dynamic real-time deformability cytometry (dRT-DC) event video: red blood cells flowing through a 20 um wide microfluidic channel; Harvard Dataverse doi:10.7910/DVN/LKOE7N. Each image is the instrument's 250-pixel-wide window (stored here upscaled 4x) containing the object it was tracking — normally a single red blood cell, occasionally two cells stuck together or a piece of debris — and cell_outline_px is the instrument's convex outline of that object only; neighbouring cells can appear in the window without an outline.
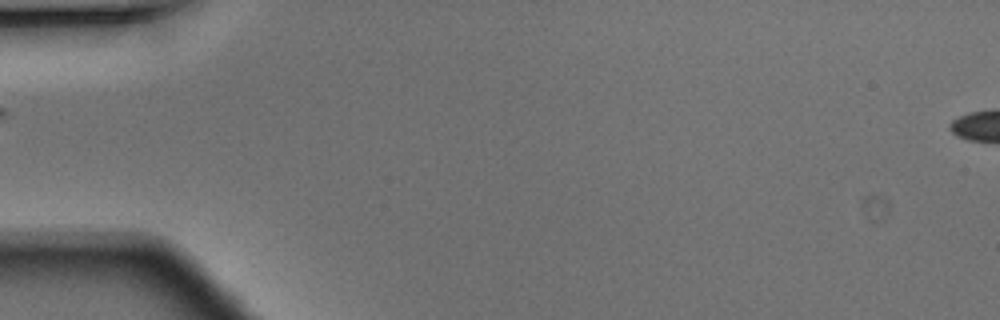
{"species": "Egyptian fruit bat (a non-hibernating species)", "species_latin": "Rousettus aegyptiacus", "temperature_condition": "warm", "stored_images_in_passage": 4, "camera_frame_rate_fps": 3000, "um_per_image_px": 0.085, "animal": {"sex": "male"}, "frame": {"image": 1, "passage_image": 1, "time_ms": 0.0, "image_size_px": [1000, 320], "cell_outline_px": [[320, 252], [300, 280], [256, 276], [228, 232], [228, 224], [240, 220], [308, 244]], "centroid_in_image_um": [23.12, 21.4], "position_along_channel_um": 61.9, "area_um2": 23.47}}